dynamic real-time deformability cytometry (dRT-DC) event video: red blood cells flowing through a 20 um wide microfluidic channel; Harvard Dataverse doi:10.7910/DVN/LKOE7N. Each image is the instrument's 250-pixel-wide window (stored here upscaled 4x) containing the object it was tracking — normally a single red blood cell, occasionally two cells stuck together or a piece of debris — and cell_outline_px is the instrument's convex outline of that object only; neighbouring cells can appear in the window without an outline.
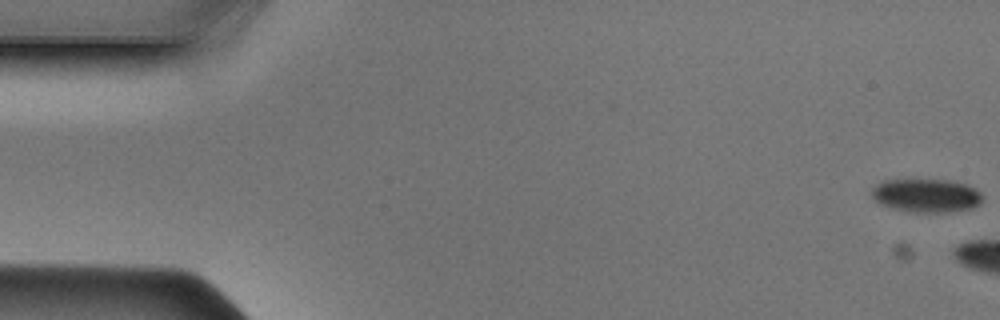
{"species": "Egyptian fruit bat (a non-hibernating species)", "species_latin": "Rousettus aegyptiacus", "temperature_condition": "cold", "stored_images_in_passage": 5, "camera_frame_rate_fps": 3000, "um_per_image_px": 0.085, "animal": {"sex": "male"}, "frame": {"image": 1, "passage_image": 1, "time_ms": 0.0, "image_size_px": [1000, 320], "cell_outline_px": [[980, 200], [972, 208], [948, 212], [912, 212], [892, 208], [880, 204], [872, 196], [872, 188], [876, 184], [884, 180], [952, 180], [976, 188], [980, 192]], "centroid_in_image_um": [78.7, 16.61], "position_along_channel_um": 6.3, "area_um2": 21.39}}